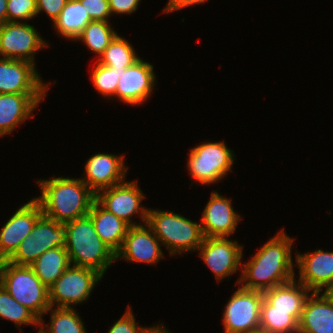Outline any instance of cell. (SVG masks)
I'll list each match as a JSON object with an SVG mask.
<instances>
[{
  "label": "cell",
  "instance_id": "cell-32",
  "mask_svg": "<svg viewBox=\"0 0 333 333\" xmlns=\"http://www.w3.org/2000/svg\"><path fill=\"white\" fill-rule=\"evenodd\" d=\"M39 257L36 238L29 234L20 244L15 253L7 260L16 265L30 266Z\"/></svg>",
  "mask_w": 333,
  "mask_h": 333
},
{
  "label": "cell",
  "instance_id": "cell-30",
  "mask_svg": "<svg viewBox=\"0 0 333 333\" xmlns=\"http://www.w3.org/2000/svg\"><path fill=\"white\" fill-rule=\"evenodd\" d=\"M0 317L21 324H40V319L27 307L15 300L3 286L0 285Z\"/></svg>",
  "mask_w": 333,
  "mask_h": 333
},
{
  "label": "cell",
  "instance_id": "cell-31",
  "mask_svg": "<svg viewBox=\"0 0 333 333\" xmlns=\"http://www.w3.org/2000/svg\"><path fill=\"white\" fill-rule=\"evenodd\" d=\"M126 68L108 67L97 63L91 75L96 89L105 97L115 96L121 71Z\"/></svg>",
  "mask_w": 333,
  "mask_h": 333
},
{
  "label": "cell",
  "instance_id": "cell-7",
  "mask_svg": "<svg viewBox=\"0 0 333 333\" xmlns=\"http://www.w3.org/2000/svg\"><path fill=\"white\" fill-rule=\"evenodd\" d=\"M103 276L96 270L71 265L48 288L51 308H71L88 299L93 287Z\"/></svg>",
  "mask_w": 333,
  "mask_h": 333
},
{
  "label": "cell",
  "instance_id": "cell-24",
  "mask_svg": "<svg viewBox=\"0 0 333 333\" xmlns=\"http://www.w3.org/2000/svg\"><path fill=\"white\" fill-rule=\"evenodd\" d=\"M91 21L89 14L79 0H67L60 15L53 21V25L61 36L77 40Z\"/></svg>",
  "mask_w": 333,
  "mask_h": 333
},
{
  "label": "cell",
  "instance_id": "cell-3",
  "mask_svg": "<svg viewBox=\"0 0 333 333\" xmlns=\"http://www.w3.org/2000/svg\"><path fill=\"white\" fill-rule=\"evenodd\" d=\"M66 230L65 249L73 266L96 270L102 276L116 253L96 233L89 215L64 223Z\"/></svg>",
  "mask_w": 333,
  "mask_h": 333
},
{
  "label": "cell",
  "instance_id": "cell-9",
  "mask_svg": "<svg viewBox=\"0 0 333 333\" xmlns=\"http://www.w3.org/2000/svg\"><path fill=\"white\" fill-rule=\"evenodd\" d=\"M41 38L29 24L5 22L0 25V56L34 64L35 52L47 46Z\"/></svg>",
  "mask_w": 333,
  "mask_h": 333
},
{
  "label": "cell",
  "instance_id": "cell-35",
  "mask_svg": "<svg viewBox=\"0 0 333 333\" xmlns=\"http://www.w3.org/2000/svg\"><path fill=\"white\" fill-rule=\"evenodd\" d=\"M92 21H108L111 15L109 0H79Z\"/></svg>",
  "mask_w": 333,
  "mask_h": 333
},
{
  "label": "cell",
  "instance_id": "cell-19",
  "mask_svg": "<svg viewBox=\"0 0 333 333\" xmlns=\"http://www.w3.org/2000/svg\"><path fill=\"white\" fill-rule=\"evenodd\" d=\"M45 94L0 93V136L27 120Z\"/></svg>",
  "mask_w": 333,
  "mask_h": 333
},
{
  "label": "cell",
  "instance_id": "cell-34",
  "mask_svg": "<svg viewBox=\"0 0 333 333\" xmlns=\"http://www.w3.org/2000/svg\"><path fill=\"white\" fill-rule=\"evenodd\" d=\"M131 308L110 328L108 333H147L151 328L137 327Z\"/></svg>",
  "mask_w": 333,
  "mask_h": 333
},
{
  "label": "cell",
  "instance_id": "cell-27",
  "mask_svg": "<svg viewBox=\"0 0 333 333\" xmlns=\"http://www.w3.org/2000/svg\"><path fill=\"white\" fill-rule=\"evenodd\" d=\"M99 57L98 63L114 68H128L140 59L132 45L118 35Z\"/></svg>",
  "mask_w": 333,
  "mask_h": 333
},
{
  "label": "cell",
  "instance_id": "cell-11",
  "mask_svg": "<svg viewBox=\"0 0 333 333\" xmlns=\"http://www.w3.org/2000/svg\"><path fill=\"white\" fill-rule=\"evenodd\" d=\"M35 64L24 60L0 58V93L46 94Z\"/></svg>",
  "mask_w": 333,
  "mask_h": 333
},
{
  "label": "cell",
  "instance_id": "cell-38",
  "mask_svg": "<svg viewBox=\"0 0 333 333\" xmlns=\"http://www.w3.org/2000/svg\"><path fill=\"white\" fill-rule=\"evenodd\" d=\"M205 1L207 0H169L167 6L164 9V13L179 10L190 5L200 4Z\"/></svg>",
  "mask_w": 333,
  "mask_h": 333
},
{
  "label": "cell",
  "instance_id": "cell-41",
  "mask_svg": "<svg viewBox=\"0 0 333 333\" xmlns=\"http://www.w3.org/2000/svg\"><path fill=\"white\" fill-rule=\"evenodd\" d=\"M324 293L331 299H333V282L331 283V285L325 289Z\"/></svg>",
  "mask_w": 333,
  "mask_h": 333
},
{
  "label": "cell",
  "instance_id": "cell-23",
  "mask_svg": "<svg viewBox=\"0 0 333 333\" xmlns=\"http://www.w3.org/2000/svg\"><path fill=\"white\" fill-rule=\"evenodd\" d=\"M70 265L65 247H56L45 251L30 266L40 281L50 288Z\"/></svg>",
  "mask_w": 333,
  "mask_h": 333
},
{
  "label": "cell",
  "instance_id": "cell-16",
  "mask_svg": "<svg viewBox=\"0 0 333 333\" xmlns=\"http://www.w3.org/2000/svg\"><path fill=\"white\" fill-rule=\"evenodd\" d=\"M145 227L140 223L129 227L123 245L116 253V259L123 257L127 261L156 264L164 257L159 245L160 240L150 227Z\"/></svg>",
  "mask_w": 333,
  "mask_h": 333
},
{
  "label": "cell",
  "instance_id": "cell-12",
  "mask_svg": "<svg viewBox=\"0 0 333 333\" xmlns=\"http://www.w3.org/2000/svg\"><path fill=\"white\" fill-rule=\"evenodd\" d=\"M43 215L39 203L32 199L21 206L0 231V259L8 260L19 244L31 234L36 221Z\"/></svg>",
  "mask_w": 333,
  "mask_h": 333
},
{
  "label": "cell",
  "instance_id": "cell-37",
  "mask_svg": "<svg viewBox=\"0 0 333 333\" xmlns=\"http://www.w3.org/2000/svg\"><path fill=\"white\" fill-rule=\"evenodd\" d=\"M140 0H109V8L112 13L130 14L137 10Z\"/></svg>",
  "mask_w": 333,
  "mask_h": 333
},
{
  "label": "cell",
  "instance_id": "cell-33",
  "mask_svg": "<svg viewBox=\"0 0 333 333\" xmlns=\"http://www.w3.org/2000/svg\"><path fill=\"white\" fill-rule=\"evenodd\" d=\"M36 15V0H8L7 2V22H18V19L29 20Z\"/></svg>",
  "mask_w": 333,
  "mask_h": 333
},
{
  "label": "cell",
  "instance_id": "cell-29",
  "mask_svg": "<svg viewBox=\"0 0 333 333\" xmlns=\"http://www.w3.org/2000/svg\"><path fill=\"white\" fill-rule=\"evenodd\" d=\"M117 33L110 27L108 21H91L77 38L82 40L91 50L100 56L113 41Z\"/></svg>",
  "mask_w": 333,
  "mask_h": 333
},
{
  "label": "cell",
  "instance_id": "cell-28",
  "mask_svg": "<svg viewBox=\"0 0 333 333\" xmlns=\"http://www.w3.org/2000/svg\"><path fill=\"white\" fill-rule=\"evenodd\" d=\"M50 327L43 324L40 319V331L42 333H86L84 324L79 317V314L73 308L56 307L51 311ZM47 327L49 330H45Z\"/></svg>",
  "mask_w": 333,
  "mask_h": 333
},
{
  "label": "cell",
  "instance_id": "cell-5",
  "mask_svg": "<svg viewBox=\"0 0 333 333\" xmlns=\"http://www.w3.org/2000/svg\"><path fill=\"white\" fill-rule=\"evenodd\" d=\"M145 225L150 227L161 244L168 248L170 255L195 251L204 238L201 224L171 211L149 209Z\"/></svg>",
  "mask_w": 333,
  "mask_h": 333
},
{
  "label": "cell",
  "instance_id": "cell-26",
  "mask_svg": "<svg viewBox=\"0 0 333 333\" xmlns=\"http://www.w3.org/2000/svg\"><path fill=\"white\" fill-rule=\"evenodd\" d=\"M31 234L36 238L39 257L49 249L66 246V230L62 223L42 215Z\"/></svg>",
  "mask_w": 333,
  "mask_h": 333
},
{
  "label": "cell",
  "instance_id": "cell-13",
  "mask_svg": "<svg viewBox=\"0 0 333 333\" xmlns=\"http://www.w3.org/2000/svg\"><path fill=\"white\" fill-rule=\"evenodd\" d=\"M227 237H204L200 250V256L217 277L222 280L226 276L235 273L242 259V246Z\"/></svg>",
  "mask_w": 333,
  "mask_h": 333
},
{
  "label": "cell",
  "instance_id": "cell-21",
  "mask_svg": "<svg viewBox=\"0 0 333 333\" xmlns=\"http://www.w3.org/2000/svg\"><path fill=\"white\" fill-rule=\"evenodd\" d=\"M88 215L91 217L96 233L101 240L117 253L123 245L130 225L107 211L96 200Z\"/></svg>",
  "mask_w": 333,
  "mask_h": 333
},
{
  "label": "cell",
  "instance_id": "cell-2",
  "mask_svg": "<svg viewBox=\"0 0 333 333\" xmlns=\"http://www.w3.org/2000/svg\"><path fill=\"white\" fill-rule=\"evenodd\" d=\"M38 184L42 194L34 199L43 215L62 224L88 215L96 200V194L78 178H52Z\"/></svg>",
  "mask_w": 333,
  "mask_h": 333
},
{
  "label": "cell",
  "instance_id": "cell-14",
  "mask_svg": "<svg viewBox=\"0 0 333 333\" xmlns=\"http://www.w3.org/2000/svg\"><path fill=\"white\" fill-rule=\"evenodd\" d=\"M153 68L150 63L139 59L125 71H121L116 97L130 105L146 101L155 85L156 77Z\"/></svg>",
  "mask_w": 333,
  "mask_h": 333
},
{
  "label": "cell",
  "instance_id": "cell-1",
  "mask_svg": "<svg viewBox=\"0 0 333 333\" xmlns=\"http://www.w3.org/2000/svg\"><path fill=\"white\" fill-rule=\"evenodd\" d=\"M292 242L284 231L277 233L249 262L242 264L244 270L238 284L242 283L241 287L247 290L264 292L294 279Z\"/></svg>",
  "mask_w": 333,
  "mask_h": 333
},
{
  "label": "cell",
  "instance_id": "cell-18",
  "mask_svg": "<svg viewBox=\"0 0 333 333\" xmlns=\"http://www.w3.org/2000/svg\"><path fill=\"white\" fill-rule=\"evenodd\" d=\"M296 264L300 268L299 282L312 292L320 293L322 287L327 289L333 282V252L319 249L310 254L298 253Z\"/></svg>",
  "mask_w": 333,
  "mask_h": 333
},
{
  "label": "cell",
  "instance_id": "cell-4",
  "mask_svg": "<svg viewBox=\"0 0 333 333\" xmlns=\"http://www.w3.org/2000/svg\"><path fill=\"white\" fill-rule=\"evenodd\" d=\"M0 285L39 319L52 310L49 290L35 275L31 266L16 265L4 260L0 268Z\"/></svg>",
  "mask_w": 333,
  "mask_h": 333
},
{
  "label": "cell",
  "instance_id": "cell-20",
  "mask_svg": "<svg viewBox=\"0 0 333 333\" xmlns=\"http://www.w3.org/2000/svg\"><path fill=\"white\" fill-rule=\"evenodd\" d=\"M312 292L307 298L298 333H333V299L324 292Z\"/></svg>",
  "mask_w": 333,
  "mask_h": 333
},
{
  "label": "cell",
  "instance_id": "cell-6",
  "mask_svg": "<svg viewBox=\"0 0 333 333\" xmlns=\"http://www.w3.org/2000/svg\"><path fill=\"white\" fill-rule=\"evenodd\" d=\"M234 154L224 142H209L191 149L188 168L193 179L202 183H215L223 179L234 163Z\"/></svg>",
  "mask_w": 333,
  "mask_h": 333
},
{
  "label": "cell",
  "instance_id": "cell-36",
  "mask_svg": "<svg viewBox=\"0 0 333 333\" xmlns=\"http://www.w3.org/2000/svg\"><path fill=\"white\" fill-rule=\"evenodd\" d=\"M67 0H36L37 14L44 10L55 21L65 7Z\"/></svg>",
  "mask_w": 333,
  "mask_h": 333
},
{
  "label": "cell",
  "instance_id": "cell-39",
  "mask_svg": "<svg viewBox=\"0 0 333 333\" xmlns=\"http://www.w3.org/2000/svg\"><path fill=\"white\" fill-rule=\"evenodd\" d=\"M7 2L8 0H0V25L7 22Z\"/></svg>",
  "mask_w": 333,
  "mask_h": 333
},
{
  "label": "cell",
  "instance_id": "cell-8",
  "mask_svg": "<svg viewBox=\"0 0 333 333\" xmlns=\"http://www.w3.org/2000/svg\"><path fill=\"white\" fill-rule=\"evenodd\" d=\"M263 292L239 288L223 313L225 333H255L260 327Z\"/></svg>",
  "mask_w": 333,
  "mask_h": 333
},
{
  "label": "cell",
  "instance_id": "cell-10",
  "mask_svg": "<svg viewBox=\"0 0 333 333\" xmlns=\"http://www.w3.org/2000/svg\"><path fill=\"white\" fill-rule=\"evenodd\" d=\"M144 198L137 182H124L109 188L102 189L96 193V201L107 211L124 220L130 226H137L131 222L135 213L141 212L142 220L146 224L148 210L140 205ZM141 210V211H140Z\"/></svg>",
  "mask_w": 333,
  "mask_h": 333
},
{
  "label": "cell",
  "instance_id": "cell-15",
  "mask_svg": "<svg viewBox=\"0 0 333 333\" xmlns=\"http://www.w3.org/2000/svg\"><path fill=\"white\" fill-rule=\"evenodd\" d=\"M85 178L81 180L96 194L98 191L123 183L127 169L123 156L98 153L85 165Z\"/></svg>",
  "mask_w": 333,
  "mask_h": 333
},
{
  "label": "cell",
  "instance_id": "cell-17",
  "mask_svg": "<svg viewBox=\"0 0 333 333\" xmlns=\"http://www.w3.org/2000/svg\"><path fill=\"white\" fill-rule=\"evenodd\" d=\"M240 216L235 213L228 198L213 192L204 208L201 230L204 237H230L237 226Z\"/></svg>",
  "mask_w": 333,
  "mask_h": 333
},
{
  "label": "cell",
  "instance_id": "cell-40",
  "mask_svg": "<svg viewBox=\"0 0 333 333\" xmlns=\"http://www.w3.org/2000/svg\"><path fill=\"white\" fill-rule=\"evenodd\" d=\"M164 327H162V324L161 326H157L156 327H151V329L147 332V333H169L168 330H166L165 328L163 329Z\"/></svg>",
  "mask_w": 333,
  "mask_h": 333
},
{
  "label": "cell",
  "instance_id": "cell-22",
  "mask_svg": "<svg viewBox=\"0 0 333 333\" xmlns=\"http://www.w3.org/2000/svg\"><path fill=\"white\" fill-rule=\"evenodd\" d=\"M310 290L295 279L277 285L263 292L264 299L272 305V310L303 311Z\"/></svg>",
  "mask_w": 333,
  "mask_h": 333
},
{
  "label": "cell",
  "instance_id": "cell-25",
  "mask_svg": "<svg viewBox=\"0 0 333 333\" xmlns=\"http://www.w3.org/2000/svg\"><path fill=\"white\" fill-rule=\"evenodd\" d=\"M302 311L272 310L265 299L262 301L259 331L262 333H298Z\"/></svg>",
  "mask_w": 333,
  "mask_h": 333
}]
</instances>
